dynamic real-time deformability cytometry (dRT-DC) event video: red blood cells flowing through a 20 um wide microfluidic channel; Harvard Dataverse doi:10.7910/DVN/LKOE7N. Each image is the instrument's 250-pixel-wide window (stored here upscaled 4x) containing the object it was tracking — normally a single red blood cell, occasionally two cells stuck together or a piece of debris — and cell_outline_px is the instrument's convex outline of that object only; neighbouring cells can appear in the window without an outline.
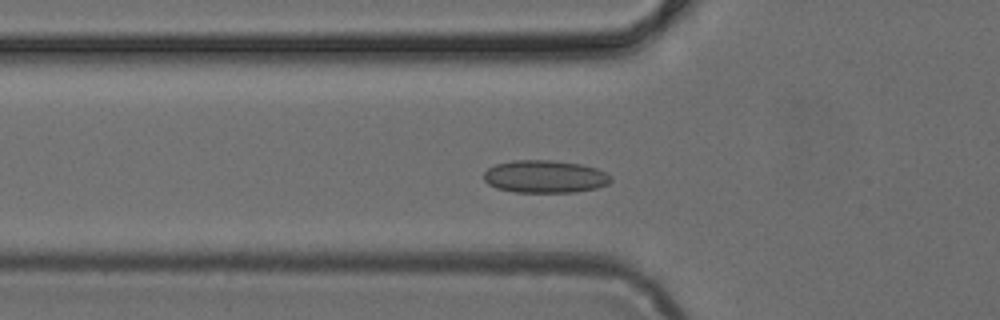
{"species": "common noctule bat (a hibernating species)", "species_latin": "Nyctalus noctula", "temperature_condition": "cold", "stored_images_in_passage": 35, "camera_frame_rate_fps": 3000, "um_per_image_px": 0.085, "animal": {"sex": "female", "body_mass_g": 24.6, "forearm_length_mm": 56.2}, "frame": {"image": 1, "passage_image": 2, "time_ms": 0.333, "image_size_px": [1000, 320], "cell_outline_px": [[612, 180], [608, 184], [596, 188], [576, 192], [512, 192], [496, 188], [488, 184], [484, 180], [484, 172], [488, 168], [496, 164], [512, 160], [552, 160], [580, 164], [596, 168], [612, 176]], "centroid_in_image_um": [46.31, 15.01], "position_along_channel_um": 79.5, "area_um2": 24.28}}
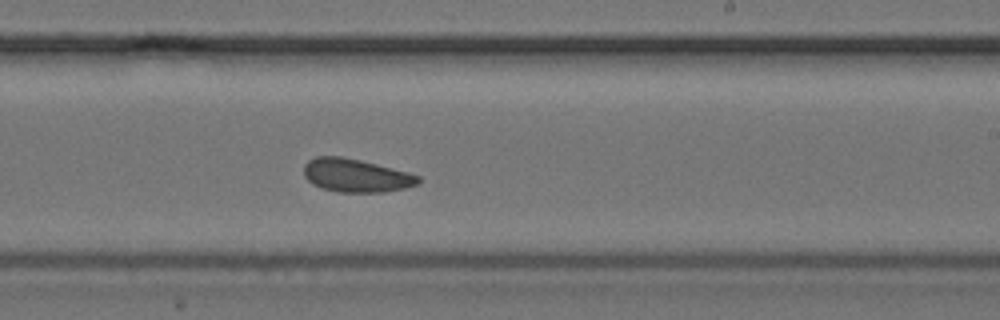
{"frame": {"image": 2, "passage_image": 15, "time_ms": 4.667, "image_size_px": [1000, 320], "cell_outline_px": [[420, 180], [416, 184], [404, 188], [384, 192], [336, 192], [320, 188], [312, 184], [304, 176], [304, 164], [308, 160], [316, 156], [340, 156], [360, 160], [408, 172], [420, 176]], "centroid_in_image_um": [30.21, 14.92], "position_along_channel_um": 258.8, "area_um2": 22.2}}
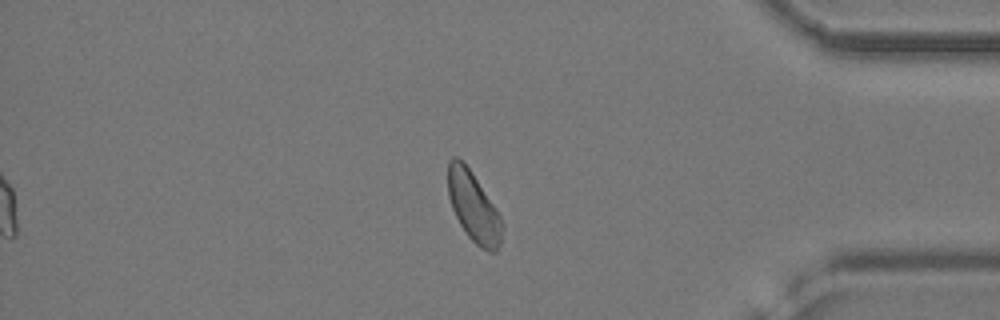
{"frame": {"image": 3, "passage_image": 27, "time_ms": 8.667, "image_size_px": [1000, 320], "cell_outline_px": [[504, 224], [500, 244], [496, 252], [488, 252], [480, 248], [468, 236], [460, 224], [452, 208], [448, 196], [448, 160], [452, 156], [456, 156], [472, 172], [496, 208]], "centroid_in_image_um": [40.26, 17.6], "position_along_channel_um": 394.9, "area_um2": 22.08}}